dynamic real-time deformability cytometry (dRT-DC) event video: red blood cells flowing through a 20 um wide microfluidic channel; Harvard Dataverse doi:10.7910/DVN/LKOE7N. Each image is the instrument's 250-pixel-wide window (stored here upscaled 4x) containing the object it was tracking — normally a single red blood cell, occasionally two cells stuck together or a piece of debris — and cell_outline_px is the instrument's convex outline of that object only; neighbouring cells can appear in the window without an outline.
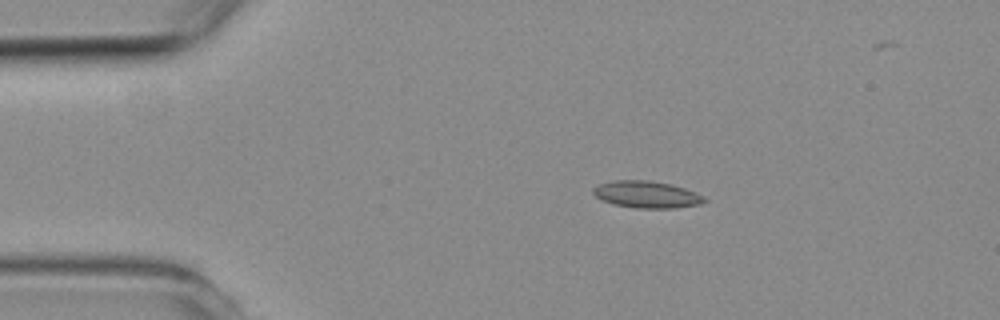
{"species": "common noctule bat (a hibernating species)", "species_latin": "Nyctalus noctula", "temperature_condition": "room temperature", "stored_images_in_passage": 5, "camera_frame_rate_fps": 3000, "um_per_image_px": 0.085, "animal": {"sex": "female", "body_mass_g": 19.3, "forearm_length_mm": 54.1}, "frame": {"image": 1, "passage_image": 2, "time_ms": 1.333, "image_size_px": [1000, 320], "cell_outline_px": [[708, 200], [700, 204], [676, 208], [636, 208], [612, 204], [600, 200], [592, 192], [592, 188], [600, 184], [616, 180], [648, 180], [672, 184], [696, 192], [704, 196]], "centroid_in_image_um": [54.97, 16.53], "position_along_channel_um": 30.0, "area_um2": 17.57}}
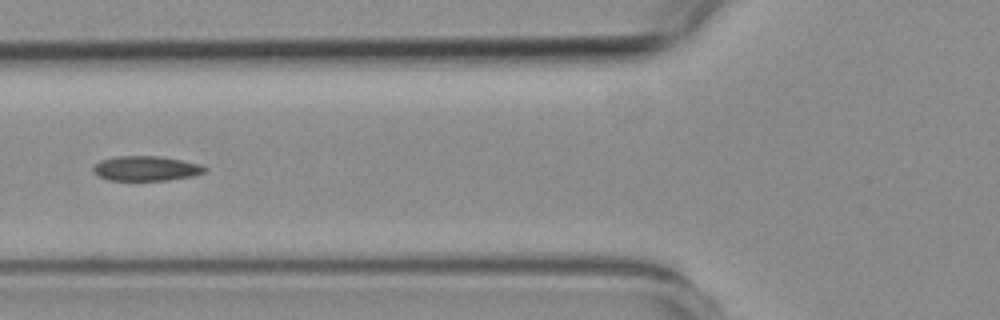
{"frame": {"image": 2, "passage_image": 4, "time_ms": 4.667, "image_size_px": [1000, 320], "cell_outline_px": [[208, 168], [204, 172], [196, 176], [168, 180], [108, 180], [92, 172], [92, 164], [100, 160], [116, 156], [156, 156], [180, 160], [200, 164]], "centroid_in_image_um": [12.39, 14.32], "position_along_channel_um": 113.4, "area_um2": 16.24}}
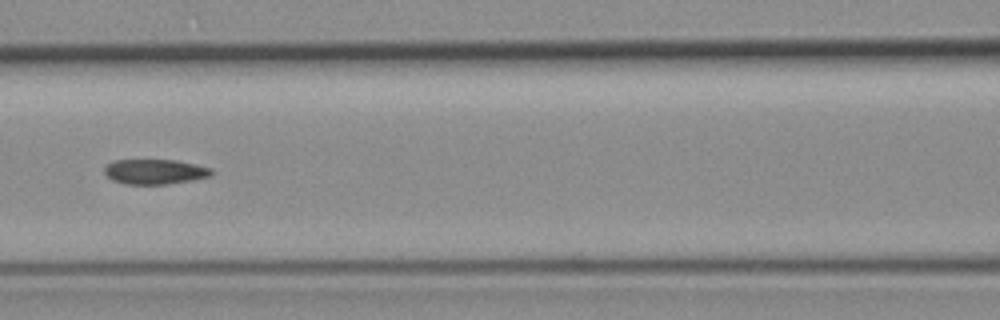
{"frame": {"image": 3, "passage_image": 5, "time_ms": 5.667, "image_size_px": [1000, 320], "cell_outline_px": [[212, 176], [192, 180], [168, 184], [124, 184], [112, 180], [104, 172], [104, 168], [112, 160], [176, 160], [212, 168]], "centroid_in_image_um": [13.16, 14.59], "position_along_channel_um": 153.4, "area_um2": 15.61}}